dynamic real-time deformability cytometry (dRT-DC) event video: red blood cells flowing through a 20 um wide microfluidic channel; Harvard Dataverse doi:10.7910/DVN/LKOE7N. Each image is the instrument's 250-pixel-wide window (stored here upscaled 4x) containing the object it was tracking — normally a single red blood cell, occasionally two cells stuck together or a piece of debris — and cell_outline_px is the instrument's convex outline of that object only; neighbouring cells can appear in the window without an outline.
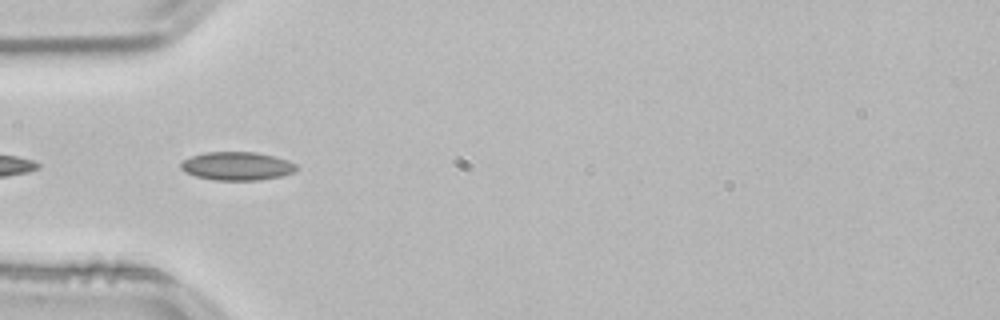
{"species": "common noctule bat (a hibernating species)", "species_latin": "Nyctalus noctula", "temperature_condition": "room temperature", "stored_images_in_passage": 10, "camera_frame_rate_fps": 3000, "um_per_image_px": 0.085, "animal": {"sex": "male", "body_mass_g": 21.5, "forearm_length_mm": 52.0}, "frame": {"image": 1, "passage_image": 2, "time_ms": 0.333, "image_size_px": [1000, 320], "cell_outline_px": [[296, 168], [292, 172], [280, 176], [256, 180], [216, 180], [196, 176], [184, 172], [180, 168], [180, 164], [184, 160], [192, 156], [204, 152], [256, 152], [288, 160], [296, 164]], "centroid_in_image_um": [20.1, 14.11], "position_along_channel_um": 64.9, "area_um2": 18.9}}